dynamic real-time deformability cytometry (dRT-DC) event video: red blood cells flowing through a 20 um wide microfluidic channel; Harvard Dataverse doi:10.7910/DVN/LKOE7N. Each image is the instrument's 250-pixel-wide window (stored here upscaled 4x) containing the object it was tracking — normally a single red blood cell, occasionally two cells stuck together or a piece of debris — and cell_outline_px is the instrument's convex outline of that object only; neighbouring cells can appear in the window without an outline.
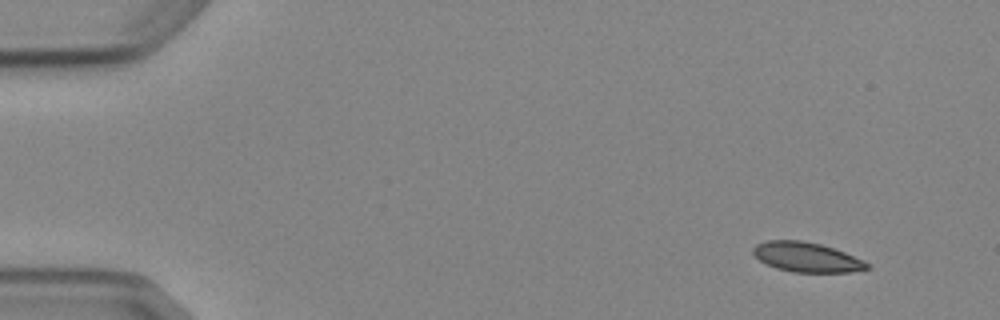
{"species": "Egyptian fruit bat (a non-hibernating species)", "species_latin": "Rousettus aegyptiacus", "temperature_condition": "cold", "stored_images_in_passage": 4, "camera_frame_rate_fps": 3000, "um_per_image_px": 0.085, "animal": {"sex": "female"}, "frame": {"image": 1, "passage_image": 1, "time_ms": 0.0, "image_size_px": [1000, 320], "cell_outline_px": [[868, 268], [848, 272], [792, 272], [776, 268], [760, 260], [752, 252], [752, 248], [756, 244], [768, 240], [800, 240], [820, 244], [844, 252], [864, 260], [868, 264]], "centroid_in_image_um": [68.53, 21.85], "position_along_channel_um": 16.5, "area_um2": 19.48}}
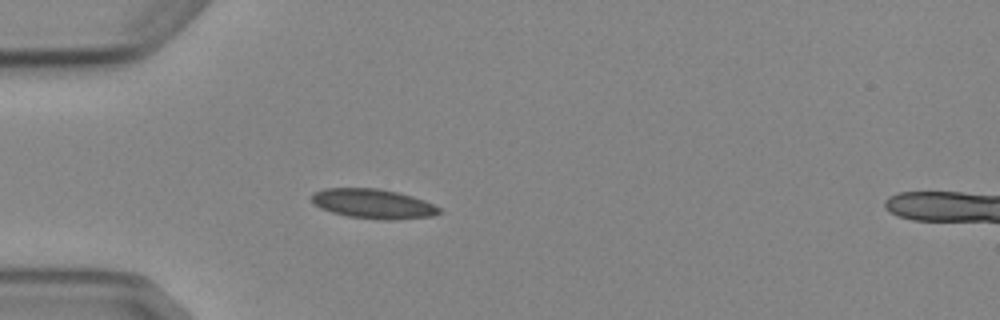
{"frame": {"image": 2, "passage_image": 4, "time_ms": 3.667, "image_size_px": [1000, 320], "cell_outline_px": [[440, 212], [432, 216], [392, 220], [380, 220], [348, 216], [332, 212], [320, 208], [312, 204], [312, 192], [324, 188], [376, 188], [396, 192], [412, 196], [424, 200], [440, 208]], "centroid_in_image_um": [31.67, 17.32], "position_along_channel_um": 53.3, "area_um2": 21.96}}